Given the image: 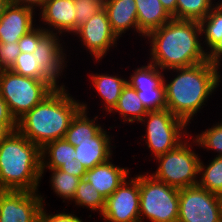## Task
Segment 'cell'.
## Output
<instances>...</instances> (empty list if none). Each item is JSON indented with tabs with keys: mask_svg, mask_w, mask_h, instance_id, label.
I'll use <instances>...</instances> for the list:
<instances>
[{
	"mask_svg": "<svg viewBox=\"0 0 222 222\" xmlns=\"http://www.w3.org/2000/svg\"><path fill=\"white\" fill-rule=\"evenodd\" d=\"M199 21L171 19L150 32V63L161 70L191 67L207 61Z\"/></svg>",
	"mask_w": 222,
	"mask_h": 222,
	"instance_id": "obj_1",
	"label": "cell"
},
{
	"mask_svg": "<svg viewBox=\"0 0 222 222\" xmlns=\"http://www.w3.org/2000/svg\"><path fill=\"white\" fill-rule=\"evenodd\" d=\"M81 109L82 103L72 98L65 85H60L17 120V131L42 148L48 142L64 138Z\"/></svg>",
	"mask_w": 222,
	"mask_h": 222,
	"instance_id": "obj_2",
	"label": "cell"
},
{
	"mask_svg": "<svg viewBox=\"0 0 222 222\" xmlns=\"http://www.w3.org/2000/svg\"><path fill=\"white\" fill-rule=\"evenodd\" d=\"M219 68L206 61L191 67L170 69L178 75L171 81L164 77L166 109L187 124L191 123L221 82Z\"/></svg>",
	"mask_w": 222,
	"mask_h": 222,
	"instance_id": "obj_3",
	"label": "cell"
},
{
	"mask_svg": "<svg viewBox=\"0 0 222 222\" xmlns=\"http://www.w3.org/2000/svg\"><path fill=\"white\" fill-rule=\"evenodd\" d=\"M41 148L17 130L0 143V190L38 191Z\"/></svg>",
	"mask_w": 222,
	"mask_h": 222,
	"instance_id": "obj_4",
	"label": "cell"
},
{
	"mask_svg": "<svg viewBox=\"0 0 222 222\" xmlns=\"http://www.w3.org/2000/svg\"><path fill=\"white\" fill-rule=\"evenodd\" d=\"M57 87L59 85L53 80L21 76L11 70L0 72V95L6 101L16 121L42 102Z\"/></svg>",
	"mask_w": 222,
	"mask_h": 222,
	"instance_id": "obj_5",
	"label": "cell"
},
{
	"mask_svg": "<svg viewBox=\"0 0 222 222\" xmlns=\"http://www.w3.org/2000/svg\"><path fill=\"white\" fill-rule=\"evenodd\" d=\"M140 222H177L179 189L157 180L151 174L139 175ZM143 217V218H142Z\"/></svg>",
	"mask_w": 222,
	"mask_h": 222,
	"instance_id": "obj_6",
	"label": "cell"
},
{
	"mask_svg": "<svg viewBox=\"0 0 222 222\" xmlns=\"http://www.w3.org/2000/svg\"><path fill=\"white\" fill-rule=\"evenodd\" d=\"M192 145L185 139L176 148L156 157L159 165L152 176L178 189L198 185L200 158Z\"/></svg>",
	"mask_w": 222,
	"mask_h": 222,
	"instance_id": "obj_7",
	"label": "cell"
},
{
	"mask_svg": "<svg viewBox=\"0 0 222 222\" xmlns=\"http://www.w3.org/2000/svg\"><path fill=\"white\" fill-rule=\"evenodd\" d=\"M140 123L147 124L142 139L146 138L145 143L155 159L180 145L185 135H190L186 130L188 124L168 109L149 111Z\"/></svg>",
	"mask_w": 222,
	"mask_h": 222,
	"instance_id": "obj_8",
	"label": "cell"
},
{
	"mask_svg": "<svg viewBox=\"0 0 222 222\" xmlns=\"http://www.w3.org/2000/svg\"><path fill=\"white\" fill-rule=\"evenodd\" d=\"M177 222H222V196L199 185L179 189Z\"/></svg>",
	"mask_w": 222,
	"mask_h": 222,
	"instance_id": "obj_9",
	"label": "cell"
},
{
	"mask_svg": "<svg viewBox=\"0 0 222 222\" xmlns=\"http://www.w3.org/2000/svg\"><path fill=\"white\" fill-rule=\"evenodd\" d=\"M139 210V175H136L130 180L126 178L106 199L101 217L106 222H140Z\"/></svg>",
	"mask_w": 222,
	"mask_h": 222,
	"instance_id": "obj_10",
	"label": "cell"
},
{
	"mask_svg": "<svg viewBox=\"0 0 222 222\" xmlns=\"http://www.w3.org/2000/svg\"><path fill=\"white\" fill-rule=\"evenodd\" d=\"M38 192L0 190V222H37L45 205Z\"/></svg>",
	"mask_w": 222,
	"mask_h": 222,
	"instance_id": "obj_11",
	"label": "cell"
},
{
	"mask_svg": "<svg viewBox=\"0 0 222 222\" xmlns=\"http://www.w3.org/2000/svg\"><path fill=\"white\" fill-rule=\"evenodd\" d=\"M74 34L80 37V41L96 61H100L106 56L107 51L110 50L109 48L116 46L119 39L111 29L107 12L104 8L77 28Z\"/></svg>",
	"mask_w": 222,
	"mask_h": 222,
	"instance_id": "obj_12",
	"label": "cell"
},
{
	"mask_svg": "<svg viewBox=\"0 0 222 222\" xmlns=\"http://www.w3.org/2000/svg\"><path fill=\"white\" fill-rule=\"evenodd\" d=\"M57 32H47L40 27V41L33 54L41 69L56 83L66 65L65 49ZM62 46V47H61ZM64 50V51H63Z\"/></svg>",
	"mask_w": 222,
	"mask_h": 222,
	"instance_id": "obj_13",
	"label": "cell"
},
{
	"mask_svg": "<svg viewBox=\"0 0 222 222\" xmlns=\"http://www.w3.org/2000/svg\"><path fill=\"white\" fill-rule=\"evenodd\" d=\"M33 10L24 6L9 4L0 18V42H15L33 30Z\"/></svg>",
	"mask_w": 222,
	"mask_h": 222,
	"instance_id": "obj_14",
	"label": "cell"
},
{
	"mask_svg": "<svg viewBox=\"0 0 222 222\" xmlns=\"http://www.w3.org/2000/svg\"><path fill=\"white\" fill-rule=\"evenodd\" d=\"M40 13L41 21L49 26L42 27L45 31L54 33L55 30L59 36L75 32L74 0H47Z\"/></svg>",
	"mask_w": 222,
	"mask_h": 222,
	"instance_id": "obj_15",
	"label": "cell"
},
{
	"mask_svg": "<svg viewBox=\"0 0 222 222\" xmlns=\"http://www.w3.org/2000/svg\"><path fill=\"white\" fill-rule=\"evenodd\" d=\"M109 159L107 162L88 169L84 179L93 184L95 190L107 199L124 181L129 178V169L116 166Z\"/></svg>",
	"mask_w": 222,
	"mask_h": 222,
	"instance_id": "obj_16",
	"label": "cell"
},
{
	"mask_svg": "<svg viewBox=\"0 0 222 222\" xmlns=\"http://www.w3.org/2000/svg\"><path fill=\"white\" fill-rule=\"evenodd\" d=\"M110 137L103 128L91 141L76 142L75 160L80 161L86 170L107 162L113 152Z\"/></svg>",
	"mask_w": 222,
	"mask_h": 222,
	"instance_id": "obj_17",
	"label": "cell"
},
{
	"mask_svg": "<svg viewBox=\"0 0 222 222\" xmlns=\"http://www.w3.org/2000/svg\"><path fill=\"white\" fill-rule=\"evenodd\" d=\"M104 9L107 12L111 29L118 38L131 28L138 33L135 0H104Z\"/></svg>",
	"mask_w": 222,
	"mask_h": 222,
	"instance_id": "obj_18",
	"label": "cell"
},
{
	"mask_svg": "<svg viewBox=\"0 0 222 222\" xmlns=\"http://www.w3.org/2000/svg\"><path fill=\"white\" fill-rule=\"evenodd\" d=\"M137 7L138 33L146 37L172 19L160 0H135Z\"/></svg>",
	"mask_w": 222,
	"mask_h": 222,
	"instance_id": "obj_19",
	"label": "cell"
},
{
	"mask_svg": "<svg viewBox=\"0 0 222 222\" xmlns=\"http://www.w3.org/2000/svg\"><path fill=\"white\" fill-rule=\"evenodd\" d=\"M74 156H76L74 146L64 138L48 142L41 148L42 174L45 169H58L63 164L75 163Z\"/></svg>",
	"mask_w": 222,
	"mask_h": 222,
	"instance_id": "obj_20",
	"label": "cell"
},
{
	"mask_svg": "<svg viewBox=\"0 0 222 222\" xmlns=\"http://www.w3.org/2000/svg\"><path fill=\"white\" fill-rule=\"evenodd\" d=\"M90 78L95 90L102 98L103 104H105V111L110 113L117 105L122 90L128 80L122 77L119 78L116 75L98 73L90 74Z\"/></svg>",
	"mask_w": 222,
	"mask_h": 222,
	"instance_id": "obj_21",
	"label": "cell"
},
{
	"mask_svg": "<svg viewBox=\"0 0 222 222\" xmlns=\"http://www.w3.org/2000/svg\"><path fill=\"white\" fill-rule=\"evenodd\" d=\"M87 105L82 102V109L72 119L68 130L66 131L64 139L76 146V142L91 141L103 128L100 124L95 123L96 116L93 119L87 117Z\"/></svg>",
	"mask_w": 222,
	"mask_h": 222,
	"instance_id": "obj_22",
	"label": "cell"
},
{
	"mask_svg": "<svg viewBox=\"0 0 222 222\" xmlns=\"http://www.w3.org/2000/svg\"><path fill=\"white\" fill-rule=\"evenodd\" d=\"M115 112L121 115L123 123H133L134 121L140 122L149 111L138 97L137 91L127 83L122 90L117 105L110 113Z\"/></svg>",
	"mask_w": 222,
	"mask_h": 222,
	"instance_id": "obj_23",
	"label": "cell"
},
{
	"mask_svg": "<svg viewBox=\"0 0 222 222\" xmlns=\"http://www.w3.org/2000/svg\"><path fill=\"white\" fill-rule=\"evenodd\" d=\"M199 24L201 34H204L201 36L205 37V51L210 50L222 38V4L216 3Z\"/></svg>",
	"mask_w": 222,
	"mask_h": 222,
	"instance_id": "obj_24",
	"label": "cell"
},
{
	"mask_svg": "<svg viewBox=\"0 0 222 222\" xmlns=\"http://www.w3.org/2000/svg\"><path fill=\"white\" fill-rule=\"evenodd\" d=\"M198 185L211 193L222 196V156H216L207 166L199 162Z\"/></svg>",
	"mask_w": 222,
	"mask_h": 222,
	"instance_id": "obj_25",
	"label": "cell"
},
{
	"mask_svg": "<svg viewBox=\"0 0 222 222\" xmlns=\"http://www.w3.org/2000/svg\"><path fill=\"white\" fill-rule=\"evenodd\" d=\"M72 201L76 203L75 205H79V207H86L94 212L99 211V214L101 215L106 199L102 194L95 190L93 184H90L84 178H82L77 186Z\"/></svg>",
	"mask_w": 222,
	"mask_h": 222,
	"instance_id": "obj_26",
	"label": "cell"
},
{
	"mask_svg": "<svg viewBox=\"0 0 222 222\" xmlns=\"http://www.w3.org/2000/svg\"><path fill=\"white\" fill-rule=\"evenodd\" d=\"M163 82V70L152 63L136 68L129 81H127L134 89L158 88Z\"/></svg>",
	"mask_w": 222,
	"mask_h": 222,
	"instance_id": "obj_27",
	"label": "cell"
},
{
	"mask_svg": "<svg viewBox=\"0 0 222 222\" xmlns=\"http://www.w3.org/2000/svg\"><path fill=\"white\" fill-rule=\"evenodd\" d=\"M212 0H177L176 19L200 21L215 6Z\"/></svg>",
	"mask_w": 222,
	"mask_h": 222,
	"instance_id": "obj_28",
	"label": "cell"
},
{
	"mask_svg": "<svg viewBox=\"0 0 222 222\" xmlns=\"http://www.w3.org/2000/svg\"><path fill=\"white\" fill-rule=\"evenodd\" d=\"M49 171L52 172L50 178L52 190L62 199L68 200V202L72 200L81 178L59 169H49Z\"/></svg>",
	"mask_w": 222,
	"mask_h": 222,
	"instance_id": "obj_29",
	"label": "cell"
},
{
	"mask_svg": "<svg viewBox=\"0 0 222 222\" xmlns=\"http://www.w3.org/2000/svg\"><path fill=\"white\" fill-rule=\"evenodd\" d=\"M11 71L26 77H32L40 80H52L39 65L33 53L21 52L10 69Z\"/></svg>",
	"mask_w": 222,
	"mask_h": 222,
	"instance_id": "obj_30",
	"label": "cell"
},
{
	"mask_svg": "<svg viewBox=\"0 0 222 222\" xmlns=\"http://www.w3.org/2000/svg\"><path fill=\"white\" fill-rule=\"evenodd\" d=\"M194 144L218 152L216 156H222V122L216 123L211 128L205 129L201 134L193 138Z\"/></svg>",
	"mask_w": 222,
	"mask_h": 222,
	"instance_id": "obj_31",
	"label": "cell"
},
{
	"mask_svg": "<svg viewBox=\"0 0 222 222\" xmlns=\"http://www.w3.org/2000/svg\"><path fill=\"white\" fill-rule=\"evenodd\" d=\"M137 95L148 111L166 109V95L164 82L158 88L135 89Z\"/></svg>",
	"mask_w": 222,
	"mask_h": 222,
	"instance_id": "obj_32",
	"label": "cell"
},
{
	"mask_svg": "<svg viewBox=\"0 0 222 222\" xmlns=\"http://www.w3.org/2000/svg\"><path fill=\"white\" fill-rule=\"evenodd\" d=\"M75 31L104 8V0H74Z\"/></svg>",
	"mask_w": 222,
	"mask_h": 222,
	"instance_id": "obj_33",
	"label": "cell"
},
{
	"mask_svg": "<svg viewBox=\"0 0 222 222\" xmlns=\"http://www.w3.org/2000/svg\"><path fill=\"white\" fill-rule=\"evenodd\" d=\"M21 53L18 41L0 42V69L10 70Z\"/></svg>",
	"mask_w": 222,
	"mask_h": 222,
	"instance_id": "obj_34",
	"label": "cell"
},
{
	"mask_svg": "<svg viewBox=\"0 0 222 222\" xmlns=\"http://www.w3.org/2000/svg\"><path fill=\"white\" fill-rule=\"evenodd\" d=\"M33 30L22 36L18 41L20 51L23 53H33L40 41V25H36Z\"/></svg>",
	"mask_w": 222,
	"mask_h": 222,
	"instance_id": "obj_35",
	"label": "cell"
},
{
	"mask_svg": "<svg viewBox=\"0 0 222 222\" xmlns=\"http://www.w3.org/2000/svg\"><path fill=\"white\" fill-rule=\"evenodd\" d=\"M44 205L40 209L38 214L37 222H83L79 217L74 214H69L65 212H61L58 214H48L46 213L47 210L45 209Z\"/></svg>",
	"mask_w": 222,
	"mask_h": 222,
	"instance_id": "obj_36",
	"label": "cell"
},
{
	"mask_svg": "<svg viewBox=\"0 0 222 222\" xmlns=\"http://www.w3.org/2000/svg\"><path fill=\"white\" fill-rule=\"evenodd\" d=\"M58 169L81 179L84 178V175L87 171L82 163L77 160H75V163L63 164Z\"/></svg>",
	"mask_w": 222,
	"mask_h": 222,
	"instance_id": "obj_37",
	"label": "cell"
},
{
	"mask_svg": "<svg viewBox=\"0 0 222 222\" xmlns=\"http://www.w3.org/2000/svg\"><path fill=\"white\" fill-rule=\"evenodd\" d=\"M222 59V38L207 52V61L220 66Z\"/></svg>",
	"mask_w": 222,
	"mask_h": 222,
	"instance_id": "obj_38",
	"label": "cell"
},
{
	"mask_svg": "<svg viewBox=\"0 0 222 222\" xmlns=\"http://www.w3.org/2000/svg\"><path fill=\"white\" fill-rule=\"evenodd\" d=\"M17 130V122H0V143Z\"/></svg>",
	"mask_w": 222,
	"mask_h": 222,
	"instance_id": "obj_39",
	"label": "cell"
},
{
	"mask_svg": "<svg viewBox=\"0 0 222 222\" xmlns=\"http://www.w3.org/2000/svg\"><path fill=\"white\" fill-rule=\"evenodd\" d=\"M46 1L47 0H9L11 4L24 6L32 10H34L37 7L38 8L40 7L41 10L44 7Z\"/></svg>",
	"mask_w": 222,
	"mask_h": 222,
	"instance_id": "obj_40",
	"label": "cell"
},
{
	"mask_svg": "<svg viewBox=\"0 0 222 222\" xmlns=\"http://www.w3.org/2000/svg\"><path fill=\"white\" fill-rule=\"evenodd\" d=\"M0 122H17L11 115L6 101L0 95Z\"/></svg>",
	"mask_w": 222,
	"mask_h": 222,
	"instance_id": "obj_41",
	"label": "cell"
},
{
	"mask_svg": "<svg viewBox=\"0 0 222 222\" xmlns=\"http://www.w3.org/2000/svg\"><path fill=\"white\" fill-rule=\"evenodd\" d=\"M162 6L167 11V13L173 18L176 19V8L177 0H160Z\"/></svg>",
	"mask_w": 222,
	"mask_h": 222,
	"instance_id": "obj_42",
	"label": "cell"
},
{
	"mask_svg": "<svg viewBox=\"0 0 222 222\" xmlns=\"http://www.w3.org/2000/svg\"><path fill=\"white\" fill-rule=\"evenodd\" d=\"M10 4L9 0H0V18L5 12L6 7Z\"/></svg>",
	"mask_w": 222,
	"mask_h": 222,
	"instance_id": "obj_43",
	"label": "cell"
}]
</instances>
